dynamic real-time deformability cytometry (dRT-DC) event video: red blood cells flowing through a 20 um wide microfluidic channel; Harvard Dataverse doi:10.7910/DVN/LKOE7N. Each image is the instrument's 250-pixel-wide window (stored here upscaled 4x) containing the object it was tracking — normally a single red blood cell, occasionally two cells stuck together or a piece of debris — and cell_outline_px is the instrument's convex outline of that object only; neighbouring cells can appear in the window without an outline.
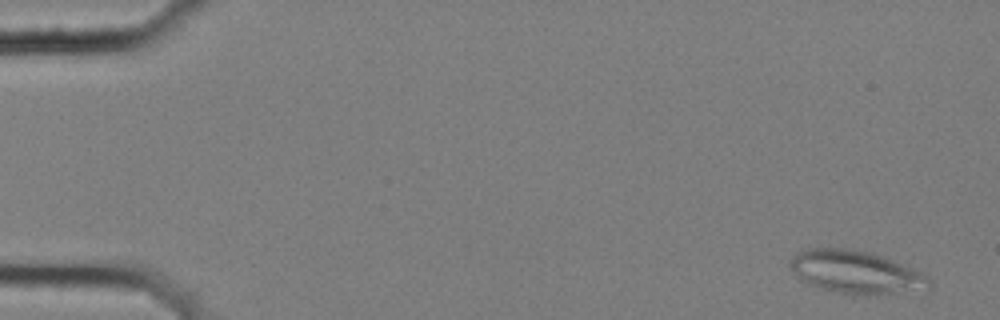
{"species": "common noctule bat (a hibernating species)", "species_latin": "Nyctalus noctula", "temperature_condition": "cold", "stored_images_in_passage": 40, "camera_frame_rate_fps": 3000, "um_per_image_px": 0.085, "animal": {"sex": "female", "body_mass_g": 25.1}, "frame": {"image": 1, "passage_image": 1, "time_ms": 0.0, "image_size_px": [1000, 320], "cell_outline_px": [[932, 284], [888, 292], [840, 292], [808, 284], [800, 280], [788, 264], [792, 256], [804, 248], [844, 248], [872, 252], [912, 268], [928, 276]], "centroid_in_image_um": [72.59, 23.04], "position_along_channel_um": 12.4, "area_um2": 33.0}}
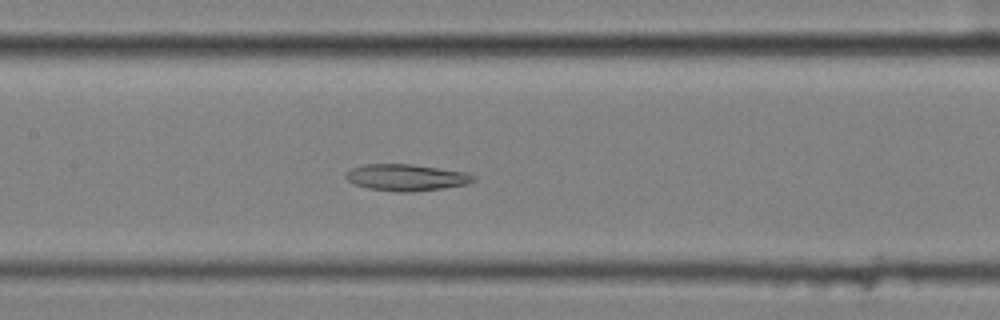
{"frame": {"image": 2, "passage_image": 26, "time_ms": 8.333, "image_size_px": [1000, 320], "cell_outline_px": [[476, 180], [464, 184], [444, 188], [412, 192], [400, 192], [368, 188], [356, 184], [348, 180], [344, 176], [352, 168], [364, 164], [412, 164], [464, 172], [476, 176]], "centroid_in_image_um": [34.54, 15.08], "position_along_channel_um": 172.9, "area_um2": 19.54}}
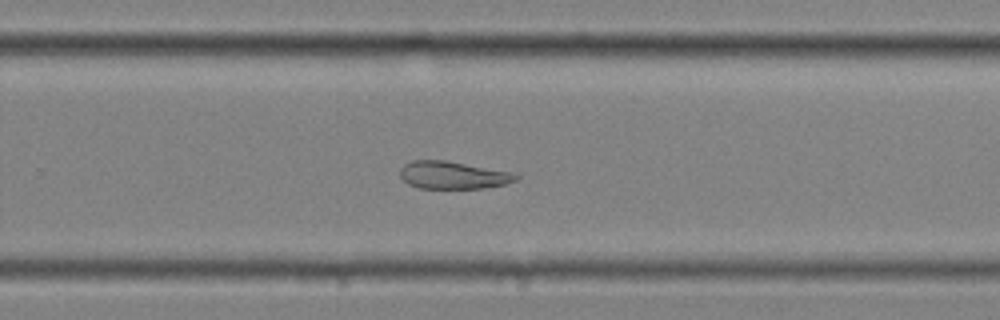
{"frame": {"image": 3, "passage_image": 36, "time_ms": 11.667, "image_size_px": [1000, 320], "cell_outline_px": [[520, 176], [516, 180], [504, 184], [484, 188], [420, 188], [408, 184], [400, 176], [400, 168], [404, 164], [412, 160], [444, 160], [512, 172]], "centroid_in_image_um": [38.48, 14.88], "position_along_channel_um": 291.3, "area_um2": 18.5}}